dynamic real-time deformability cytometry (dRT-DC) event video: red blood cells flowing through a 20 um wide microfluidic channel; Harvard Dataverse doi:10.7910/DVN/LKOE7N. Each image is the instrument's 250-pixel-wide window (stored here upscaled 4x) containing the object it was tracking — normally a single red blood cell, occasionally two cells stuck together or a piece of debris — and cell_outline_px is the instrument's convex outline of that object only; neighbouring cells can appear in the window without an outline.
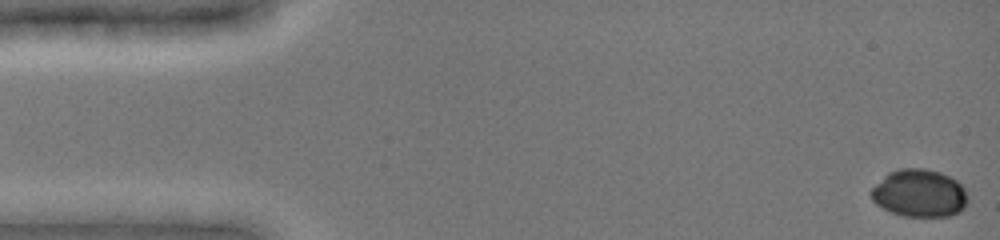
{"species": "common noctule bat (a hibernating species)", "species_latin": "Nyctalus noctula", "temperature_condition": "cold", "stored_images_in_passage": 25, "camera_frame_rate_fps": 3000, "um_per_image_px": 0.085, "animal": {"sex": "female", "body_mass_g": 19.0, "forearm_length_mm": 51.5}, "frame": {"image": 1, "passage_image": 1, "time_ms": 0.0, "image_size_px": [1000, 240], "cell_outline_px": [[968, 200], [964, 208], [960, 212], [952, 216], [904, 216], [892, 212], [876, 204], [872, 200], [872, 188], [888, 172], [900, 168], [924, 168], [940, 172], [956, 180], [964, 188], [968, 196]], "centroid_in_image_um": [78.18, 16.42], "position_along_channel_um": 6.8, "area_um2": 26.82}}
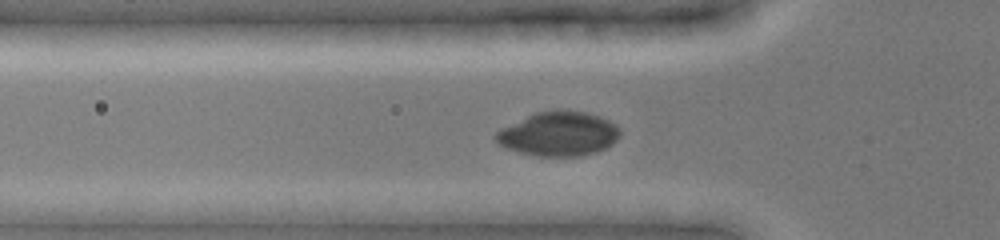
{"frame": {"image": 2, "passage_image": 15, "time_ms": 5.0, "image_size_px": [1000, 240], "cell_outline_px": [[620, 136], [612, 144], [596, 152], [580, 156], [540, 156], [520, 152], [508, 148], [500, 144], [492, 136], [500, 128], [536, 112], [560, 108], [588, 112], [600, 116], [616, 124], [620, 132]], "centroid_in_image_um": [47.49, 11.35], "position_along_channel_um": 78.3, "area_um2": 32.25}}
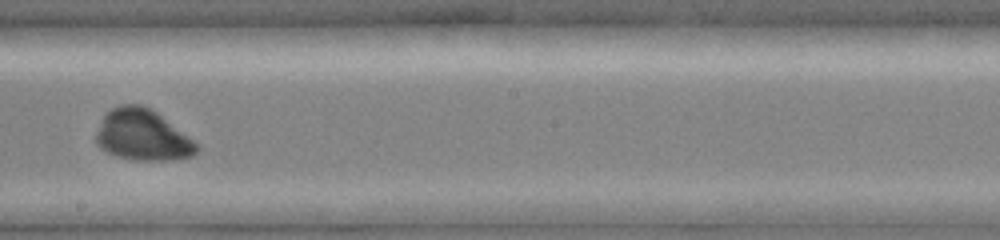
{"frame": {"image": 3, "passage_image": 24, "time_ms": 9.0, "image_size_px": [1000, 240], "cell_outline_px": [[200, 148], [192, 156], [172, 160], [132, 160], [116, 156], [100, 148], [96, 144], [96, 132], [104, 112], [120, 104], [140, 104], [152, 108], [192, 140]], "centroid_in_image_um": [12.07, 11.48], "position_along_channel_um": 236.1, "area_um2": 30.0}}